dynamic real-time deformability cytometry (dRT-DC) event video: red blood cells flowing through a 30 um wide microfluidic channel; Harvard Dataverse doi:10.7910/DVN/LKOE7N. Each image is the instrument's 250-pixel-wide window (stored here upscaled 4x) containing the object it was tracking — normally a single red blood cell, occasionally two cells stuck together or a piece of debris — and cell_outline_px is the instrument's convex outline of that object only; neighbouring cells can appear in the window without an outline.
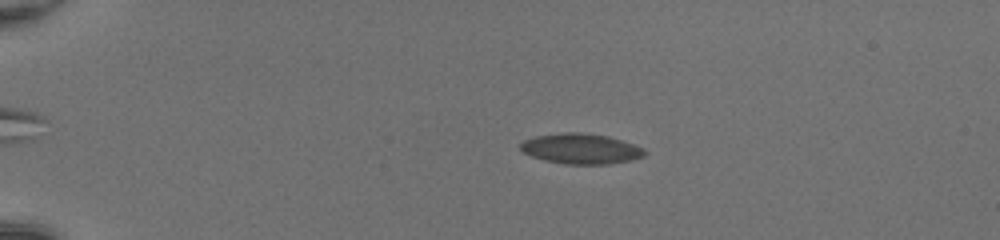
{"species": "common noctule bat (a hibernating species)", "species_latin": "Nyctalus noctula", "temperature_condition": "room temperature", "stored_images_in_passage": 53, "camera_frame_rate_fps": 3000, "um_per_image_px": 0.085, "animal": {"sex": "female", "body_mass_g": 20.0, "forearm_length_mm": 54.0}, "frame": {"image": 1, "passage_image": 13, "time_ms": 4.0, "image_size_px": [1000, 240], "cell_outline_px": [[648, 152], [644, 156], [632, 160], [608, 164], [564, 164], [544, 160], [532, 156], [524, 152], [520, 148], [520, 144], [524, 140], [536, 136], [564, 132], [580, 132], [608, 136], [644, 148]], "centroid_in_image_um": [49.39, 12.64], "position_along_channel_um": 35.6, "area_um2": 21.91}}
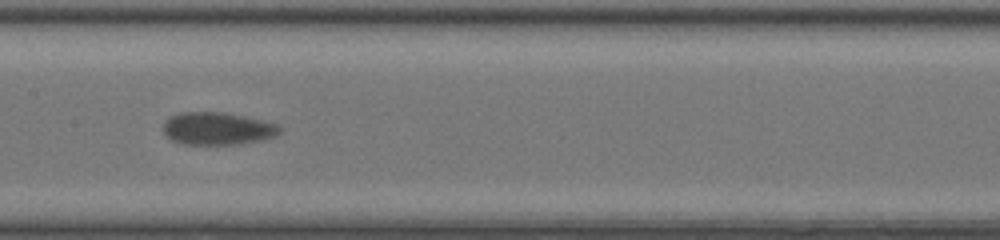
{"frame": {"image": 2, "passage_image": 30, "time_ms": 9.667, "image_size_px": [1000, 240], "cell_outline_px": [[284, 128], [276, 136], [264, 140], [244, 144], [184, 144], [172, 140], [164, 132], [164, 120], [168, 116], [180, 112], [224, 112], [244, 116], [280, 124]], "centroid_in_image_um": [18.54, 10.92], "position_along_channel_um": 188.9, "area_um2": 22.48}}
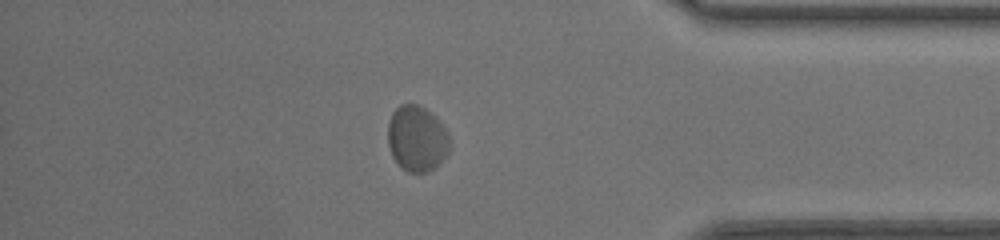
{"frame": {"image": 3, "passage_image": 47, "time_ms": 15.333, "image_size_px": [1000, 240], "cell_outline_px": [[448, 152], [428, 172], [408, 172], [392, 156], [388, 144], [388, 124], [392, 112], [400, 104], [420, 104], [436, 116], [440, 120], [448, 132]], "centroid_in_image_um": [35.42, 11.72], "position_along_channel_um": 399.8, "area_um2": 23.47}, "authors_computed_cell_mechanics": {"area_um2": 22.253, "velocity_mm_per_s": 4.0696, "shape_relaxation_time_tau1_ms": 1.9622, "shape_relaxation_time_tau2_ms": 0.7021, "deformation_change_tau1": 0.0698, "deformation_change_tau2": 0.0292}}